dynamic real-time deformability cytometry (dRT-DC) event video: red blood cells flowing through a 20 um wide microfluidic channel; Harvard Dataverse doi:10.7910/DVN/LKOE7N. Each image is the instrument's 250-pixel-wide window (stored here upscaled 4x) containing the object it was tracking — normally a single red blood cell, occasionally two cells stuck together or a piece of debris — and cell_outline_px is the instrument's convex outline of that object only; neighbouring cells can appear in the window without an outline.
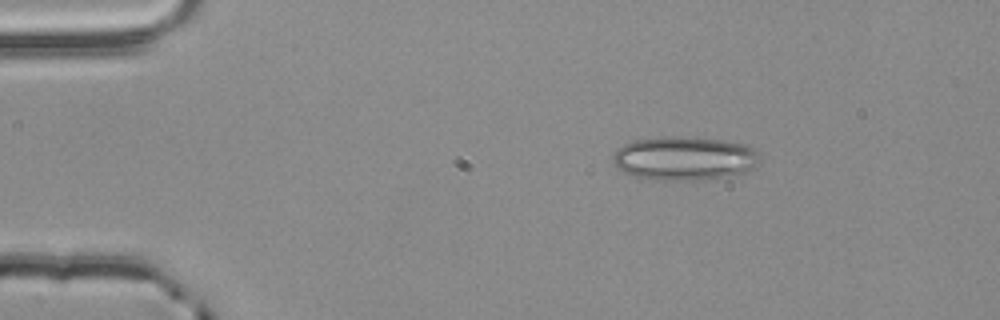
{"species": "common noctule bat (a hibernating species)", "species_latin": "Nyctalus noctula", "temperature_condition": "room temperature", "stored_images_in_passage": 3, "camera_frame_rate_fps": 3000, "um_per_image_px": 0.085, "animal": {"sex": "male", "body_mass_g": 20.4}, "frame": {"image": 1, "passage_image": 1, "time_ms": 0.0, "image_size_px": [1000, 320], "cell_outline_px": [[760, 156], [756, 164], [752, 168], [744, 172], [728, 176], [696, 180], [656, 180], [632, 176], [616, 168], [612, 164], [612, 156], [624, 144], [632, 140], [660, 136], [680, 136], [724, 140], [740, 144], [752, 148]], "centroid_in_image_um": [58.1, 13.46], "position_along_channel_um": 26.9, "area_um2": 37.57}}